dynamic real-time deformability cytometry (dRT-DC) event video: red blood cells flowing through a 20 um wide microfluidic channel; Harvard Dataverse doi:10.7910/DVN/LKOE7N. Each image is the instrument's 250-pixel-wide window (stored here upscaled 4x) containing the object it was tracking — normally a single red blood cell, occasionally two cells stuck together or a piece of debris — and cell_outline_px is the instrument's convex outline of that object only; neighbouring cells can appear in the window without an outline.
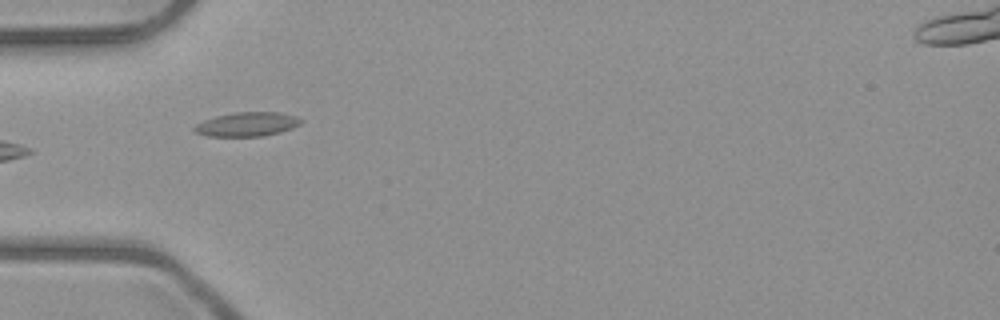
{"species": "common noctule bat (a hibernating species)", "species_latin": "Nyctalus noctula", "temperature_condition": "room temperature", "stored_images_in_passage": 8, "camera_frame_rate_fps": 3000, "um_per_image_px": 0.085, "animal": {"sex": "male", "body_mass_g": 23.1, "forearm_length_mm": 52.7}, "frame": {"image": 1, "passage_image": 4, "time_ms": 3.667, "image_size_px": [1000, 320], "cell_outline_px": [[304, 120], [300, 124], [292, 128], [280, 132], [264, 136], [208, 136], [196, 132], [192, 128], [196, 124], [204, 120], [216, 116], [236, 112], [280, 112], [296, 116]], "centroid_in_image_um": [21.03, 10.56], "position_along_channel_um": 64.0, "area_um2": 14.97}}
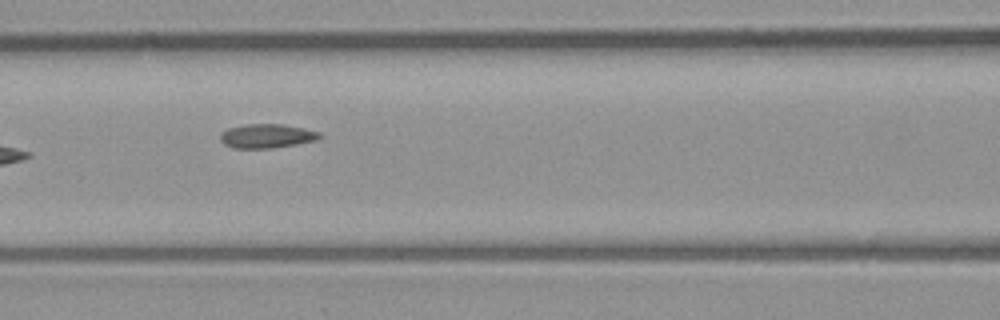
{"frame": {"image": 2, "passage_image": 6, "time_ms": 5.667, "image_size_px": [1000, 320], "cell_outline_px": [[324, 136], [320, 140], [272, 148], [232, 148], [224, 144], [220, 140], [220, 136], [228, 128], [244, 124], [284, 124], [304, 128], [320, 132]], "centroid_in_image_um": [22.74, 11.56], "position_along_channel_um": 143.9, "area_um2": 14.1}}
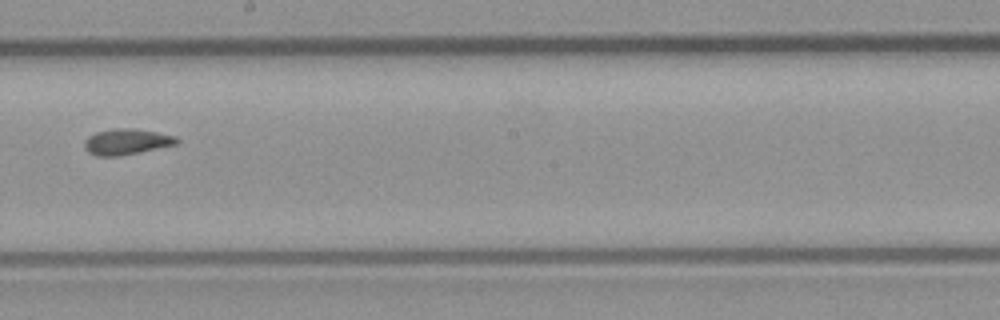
{"frame": {"image": 3, "passage_image": 8, "time_ms": 8.0, "image_size_px": [1000, 320], "cell_outline_px": [[180, 140], [176, 144], [120, 156], [96, 156], [88, 152], [84, 148], [84, 140], [88, 136], [96, 132], [112, 128], [132, 128], [156, 132], [176, 136]], "centroid_in_image_um": [10.72, 12.04], "position_along_channel_um": 237.5, "area_um2": 13.93}}